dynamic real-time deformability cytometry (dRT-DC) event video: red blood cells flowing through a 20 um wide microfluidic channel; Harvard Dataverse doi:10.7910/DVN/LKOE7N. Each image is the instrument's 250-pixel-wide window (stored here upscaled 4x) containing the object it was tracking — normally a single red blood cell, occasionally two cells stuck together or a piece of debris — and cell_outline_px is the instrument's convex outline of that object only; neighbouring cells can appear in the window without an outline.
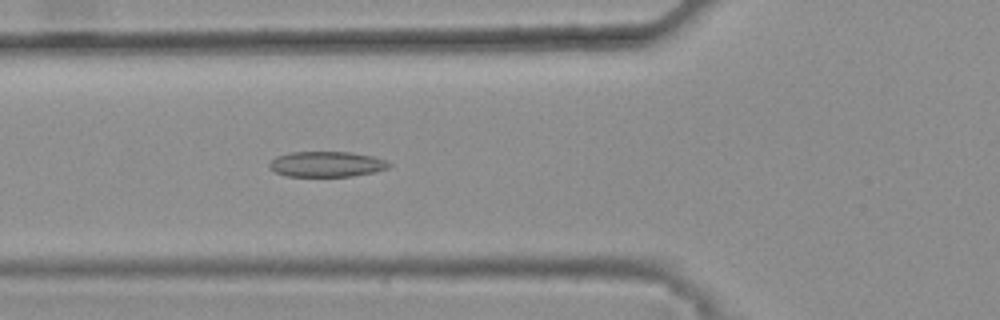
{"species": "common noctule bat (a hibernating species)", "species_latin": "Nyctalus noctula", "temperature_condition": "warm", "stored_images_in_passage": 47, "camera_frame_rate_fps": 3000, "um_per_image_px": 0.085, "animal": {"sex": "female", "body_mass_g": 25.1}, "frame": {"image": 1, "passage_image": 20, "time_ms": 6.333, "image_size_px": [1000, 320], "cell_outline_px": [[392, 164], [388, 168], [372, 172], [352, 176], [284, 176], [268, 168], [268, 164], [276, 156], [288, 152], [352, 152], [372, 156], [384, 160]], "centroid_in_image_um": [27.71, 13.95], "position_along_channel_um": 98.1, "area_um2": 17.74}}
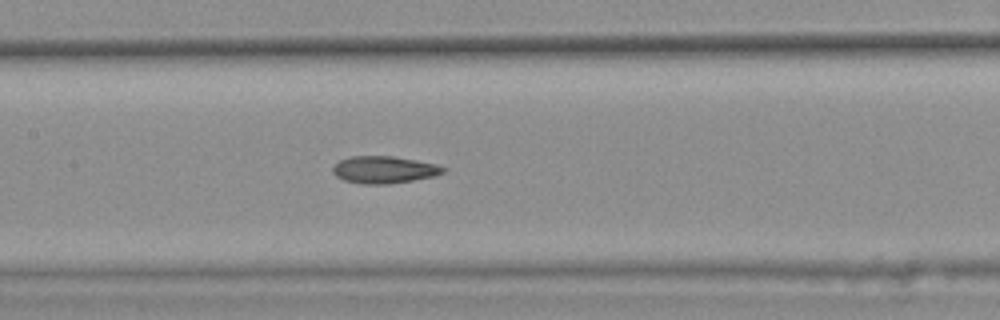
{"frame": {"image": 2, "passage_image": 26, "time_ms": 8.333, "image_size_px": [1000, 320], "cell_outline_px": [[448, 168], [444, 172], [432, 176], [412, 180], [388, 184], [360, 184], [344, 180], [336, 176], [332, 172], [332, 168], [340, 160], [352, 156], [392, 156], [416, 160], [436, 164]], "centroid_in_image_um": [32.63, 14.42], "position_along_channel_um": 174.8, "area_um2": 17.4}}
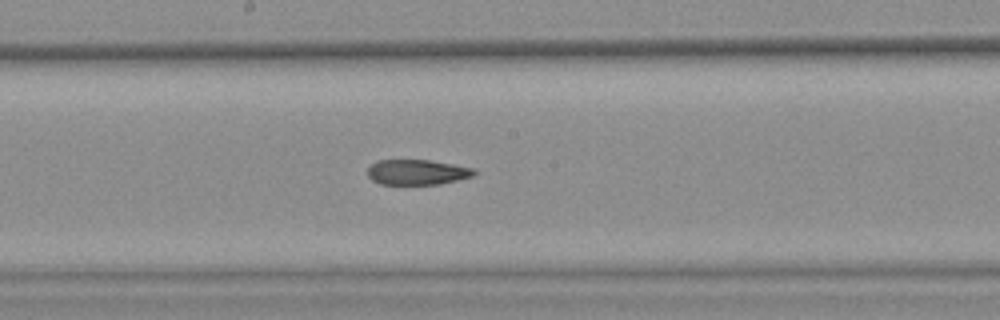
{"frame": {"image": 3, "passage_image": 29, "time_ms": 9.333, "image_size_px": [1000, 320], "cell_outline_px": [[476, 172], [472, 176], [440, 184], [380, 184], [372, 180], [368, 176], [368, 168], [376, 160], [428, 160], [476, 168]], "centroid_in_image_um": [35.45, 14.63], "position_along_channel_um": 212.8, "area_um2": 15.61}, "authors_computed_cell_mechanics": {"area_um2": 17.4556, "velocity_mm_per_s": 3.8243, "shape_relaxation_time_tau1_ms": null, "shape_relaxation_time_tau2_ms": 4.1933, "deformation_change_tau1": null, "deformation_change_tau2": 0.1168}}